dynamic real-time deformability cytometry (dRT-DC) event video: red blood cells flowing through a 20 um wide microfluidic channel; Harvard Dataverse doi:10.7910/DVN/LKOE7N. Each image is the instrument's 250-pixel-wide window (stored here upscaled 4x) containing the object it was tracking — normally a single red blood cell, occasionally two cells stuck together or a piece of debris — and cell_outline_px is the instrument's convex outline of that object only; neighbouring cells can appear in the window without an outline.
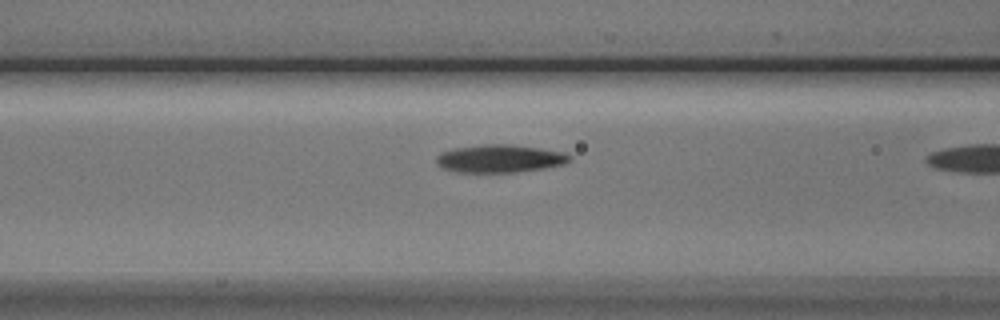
{"species": "Egyptian fruit bat (a non-hibernating species)", "species_latin": "Rousettus aegyptiacus", "temperature_condition": "cold", "stored_images_in_passage": 6, "camera_frame_rate_fps": 3000, "um_per_image_px": 0.085, "animal": {"sex": "male"}, "frame": {"image": 1, "passage_image": 5, "time_ms": 1.333, "image_size_px": [1000, 320], "cell_outline_px": [[572, 160], [564, 164], [544, 168], [516, 172], [456, 172], [440, 168], [436, 164], [436, 156], [440, 152], [452, 148], [480, 144], [512, 144], [540, 148], [564, 152], [572, 156]], "centroid_in_image_um": [42.45, 13.47], "position_along_channel_um": 124.2, "area_um2": 22.02}}